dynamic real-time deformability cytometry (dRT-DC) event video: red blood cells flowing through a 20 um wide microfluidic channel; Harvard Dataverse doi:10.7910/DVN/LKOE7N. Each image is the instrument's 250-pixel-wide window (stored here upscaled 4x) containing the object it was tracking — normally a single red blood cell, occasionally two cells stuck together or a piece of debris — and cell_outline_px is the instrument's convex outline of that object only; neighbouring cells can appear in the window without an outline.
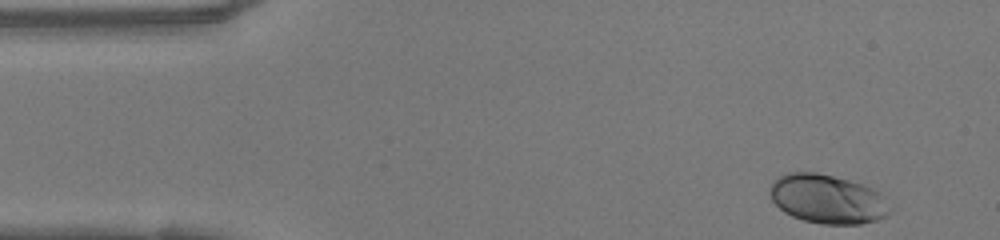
{"species": "human", "species_latin": "Homo sapiens", "temperature_condition": "warm", "stored_images_in_passage": 46, "camera_frame_rate_fps": 3000, "um_per_image_px": 0.085, "donor": {"sex": "female"}, "frame": {"image": 1, "passage_image": 1, "time_ms": 0.0, "image_size_px": [1000, 240], "cell_outline_px": [[892, 212], [876, 220], [860, 224], [824, 224], [804, 220], [792, 216], [784, 212], [772, 200], [772, 180], [788, 172], [816, 172], [848, 180], [872, 188], [884, 196]], "centroid_in_image_um": [70.35, 16.92], "position_along_channel_um": 14.7, "area_um2": 33.93}}
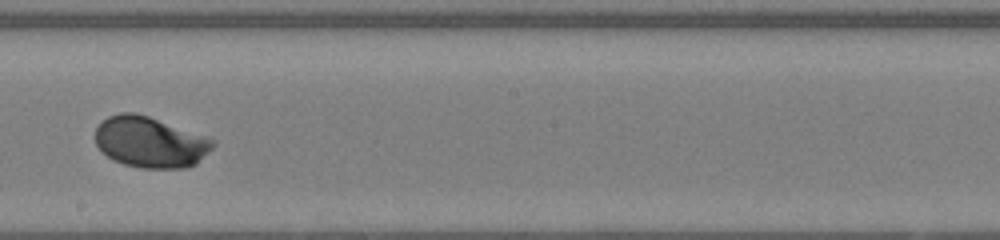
{"frame": {"image": 2, "passage_image": 24, "time_ms": 7.667, "image_size_px": [1000, 240], "cell_outline_px": [[216, 144], [196, 164], [184, 168], [140, 168], [124, 164], [112, 160], [96, 144], [96, 128], [108, 116], [120, 112], [136, 112], [208, 136], [216, 140]], "centroid_in_image_um": [12.8, 12.07], "position_along_channel_um": 235.4, "area_um2": 34.97}}
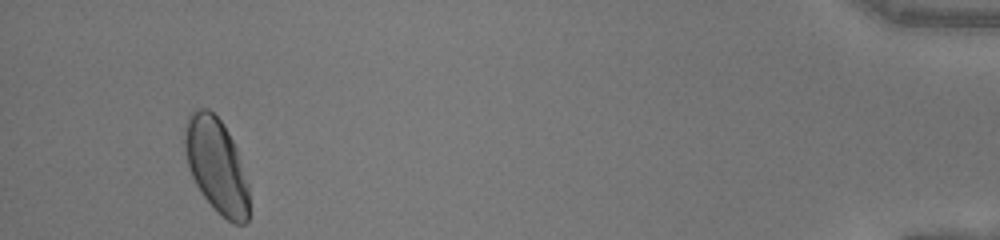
{"frame": {"image": 3, "passage_image": 43, "time_ms": 14.0, "image_size_px": [1000, 240], "cell_outline_px": [[248, 220], [244, 224], [232, 224], [200, 192], [192, 176], [188, 164], [184, 148], [184, 128], [188, 112], [192, 108], [208, 108], [220, 120], [228, 132], [236, 148], [248, 188]], "centroid_in_image_um": [18.36, 14.0], "position_along_channel_um": 416.8, "area_um2": 35.03}, "authors_computed_cell_mechanics": {"area_um2": 34.0731, "velocity_mm_per_s": 4.1398, "shape_relaxation_time_tau1_ms": 2.037, "shape_relaxation_time_tau2_ms": null, "deformation_change_tau1": 0.1549, "deformation_change_tau2": null}}